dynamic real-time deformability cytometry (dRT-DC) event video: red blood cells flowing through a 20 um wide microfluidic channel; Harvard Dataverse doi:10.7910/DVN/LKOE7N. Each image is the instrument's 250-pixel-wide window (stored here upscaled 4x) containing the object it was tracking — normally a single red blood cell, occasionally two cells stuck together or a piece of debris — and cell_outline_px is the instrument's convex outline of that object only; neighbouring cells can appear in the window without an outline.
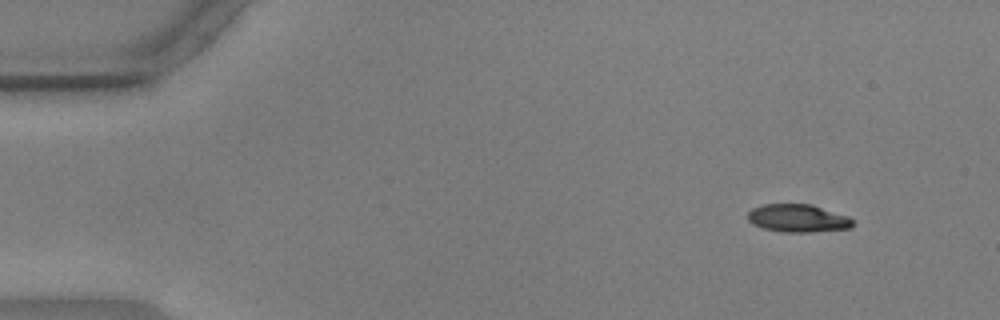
{"species": "common noctule bat (a hibernating species)", "species_latin": "Nyctalus noctula", "temperature_condition": "warm", "stored_images_in_passage": 10, "camera_frame_rate_fps": 3000, "um_per_image_px": 0.085, "animal": {"sex": "male", "body_mass_g": 17.9, "forearm_length_mm": 54.2}, "frame": {"image": 1, "passage_image": 1, "time_ms": 0.0, "image_size_px": [1000, 320], "cell_outline_px": [[852, 228], [812, 232], [784, 232], [764, 228], [752, 224], [748, 220], [748, 212], [752, 208], [764, 204], [812, 204], [848, 216], [852, 220]], "centroid_in_image_um": [67.81, 18.55], "position_along_channel_um": 17.2, "area_um2": 17.05}}